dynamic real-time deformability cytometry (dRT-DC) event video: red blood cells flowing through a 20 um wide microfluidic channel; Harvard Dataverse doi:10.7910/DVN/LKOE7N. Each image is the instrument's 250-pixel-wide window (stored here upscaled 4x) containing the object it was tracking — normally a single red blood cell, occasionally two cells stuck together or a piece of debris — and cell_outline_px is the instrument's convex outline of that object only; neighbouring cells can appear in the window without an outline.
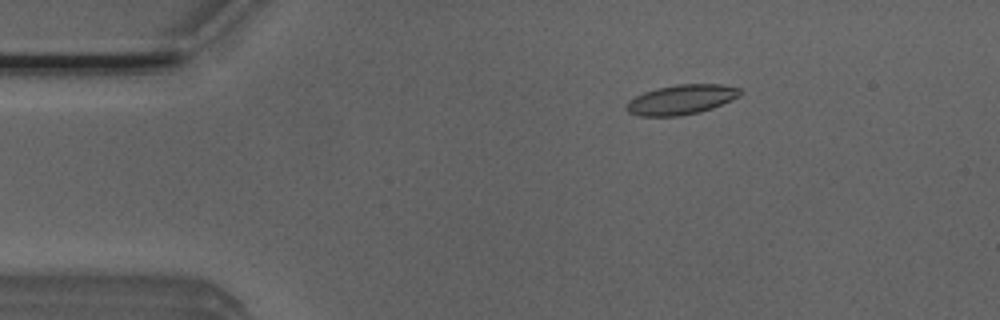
{"species": "Egyptian fruit bat (a non-hibernating species)", "species_latin": "Rousettus aegyptiacus", "temperature_condition": "room temperature", "stored_images_in_passage": 45, "camera_frame_rate_fps": 3000, "um_per_image_px": 0.085, "animal": {"sex": "male"}, "frame": {"image": 1, "passage_image": 2, "time_ms": 0.333, "image_size_px": [1000, 320], "cell_outline_px": [[744, 92], [740, 96], [712, 108], [700, 112], [680, 116], [640, 116], [628, 112], [624, 108], [624, 104], [628, 100], [644, 92], [656, 88], [676, 84], [720, 84], [740, 88]], "centroid_in_image_um": [57.89, 8.46], "position_along_channel_um": 27.1, "area_um2": 19.94}}
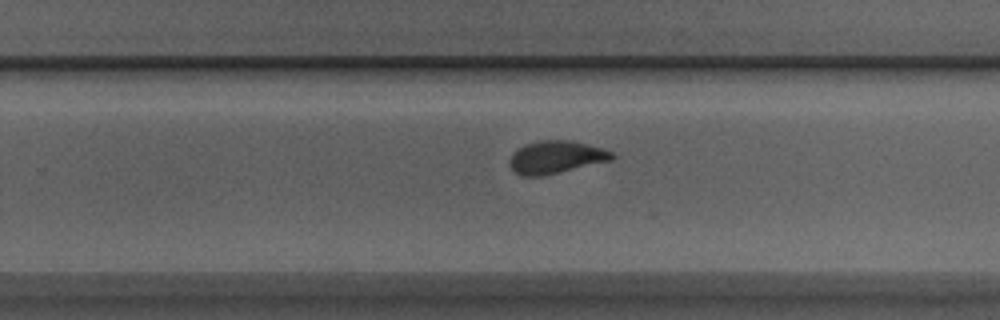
{"frame": {"image": 2, "passage_image": 26, "time_ms": 8.333, "image_size_px": [1000, 320], "cell_outline_px": [[616, 156], [612, 160], [544, 176], [520, 176], [508, 164], [508, 160], [512, 152], [516, 148], [524, 144], [540, 140], [568, 140], [600, 148], [612, 152]], "centroid_in_image_um": [47.19, 13.37], "position_along_channel_um": 282.6, "area_um2": 19.59}}
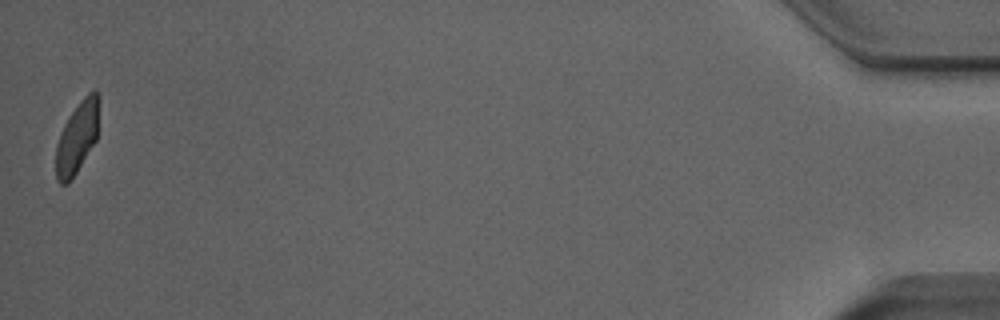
{"frame": {"image": 3, "passage_image": 45, "time_ms": 14.667, "image_size_px": [1000, 320], "cell_outline_px": [[100, 100], [96, 140], [72, 180], [68, 184], [60, 184], [56, 180], [56, 144], [60, 132], [64, 124], [80, 100], [88, 92], [96, 88], [100, 96]], "centroid_in_image_um": [6.57, 11.66], "position_along_channel_um": 428.6, "area_um2": 18.32}, "authors_computed_cell_mechanics": {"area_um2": 19.4786, "velocity_mm_per_s": 3.9134, "shape_relaxation_time_tau1_ms": 3.8484, "shape_relaxation_time_tau2_ms": 0.9272, "deformation_change_tau1": 0.1308, "deformation_change_tau2": 0.0709}}